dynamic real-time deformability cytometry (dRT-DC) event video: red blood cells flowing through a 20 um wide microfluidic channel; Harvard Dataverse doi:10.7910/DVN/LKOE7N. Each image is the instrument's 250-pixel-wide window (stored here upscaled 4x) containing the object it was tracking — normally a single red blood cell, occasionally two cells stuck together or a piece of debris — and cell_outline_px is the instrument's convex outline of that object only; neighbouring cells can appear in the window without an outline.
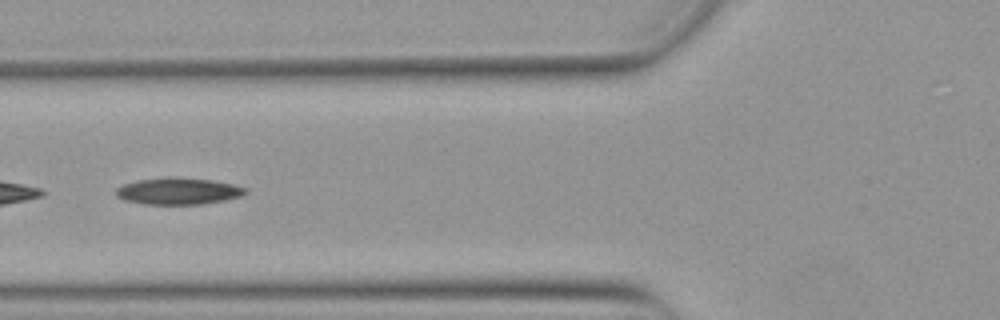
{"species": "Egyptian fruit bat (a non-hibernating species)", "species_latin": "Rousettus aegyptiacus", "temperature_condition": "warm", "stored_images_in_passage": 40, "camera_frame_rate_fps": 3000, "um_per_image_px": 0.085, "animal": {"sex": "female"}, "frame": {"image": 1, "passage_image": 8, "time_ms": 2.333, "image_size_px": [1000, 320], "cell_outline_px": [[248, 192], [244, 196], [224, 200], [200, 204], [144, 204], [124, 200], [116, 196], [116, 188], [124, 184], [136, 180], [164, 176], [176, 176], [212, 180], [232, 184], [248, 188]], "centroid_in_image_um": [15.16, 16.23], "position_along_channel_um": 110.6, "area_um2": 20.52}}
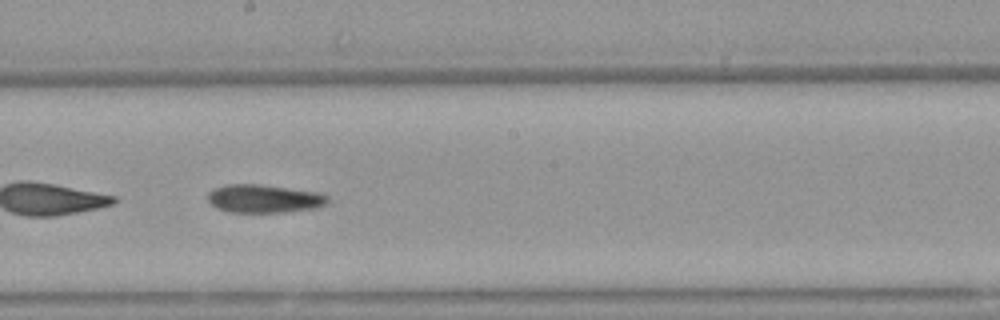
{"frame": {"image": 2, "passage_image": 17, "time_ms": 5.333, "image_size_px": [1000, 320], "cell_outline_px": [[328, 200], [324, 204], [316, 208], [284, 212], [228, 212], [216, 208], [208, 200], [208, 192], [216, 188], [228, 184], [260, 184], [320, 192], [328, 196]], "centroid_in_image_um": [22.44, 16.88], "position_along_channel_um": 225.8, "area_um2": 19.71}}
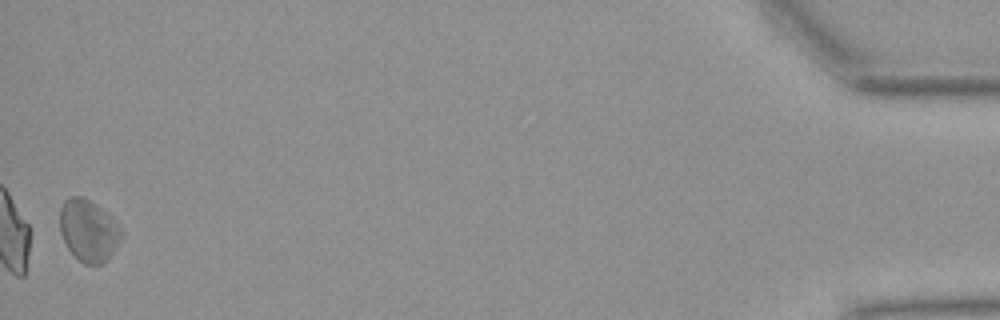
{"frame": {"image": 3, "passage_image": 40, "time_ms": 13.0, "image_size_px": [1000, 320], "cell_outline_px": [[124, 236], [112, 252], [100, 264], [84, 264], [68, 248], [60, 232], [60, 208], [64, 200], [68, 196], [80, 196], [88, 200], [108, 212], [120, 228]], "centroid_in_image_um": [7.51, 19.56], "position_along_channel_um": 427.7, "area_um2": 21.91}}